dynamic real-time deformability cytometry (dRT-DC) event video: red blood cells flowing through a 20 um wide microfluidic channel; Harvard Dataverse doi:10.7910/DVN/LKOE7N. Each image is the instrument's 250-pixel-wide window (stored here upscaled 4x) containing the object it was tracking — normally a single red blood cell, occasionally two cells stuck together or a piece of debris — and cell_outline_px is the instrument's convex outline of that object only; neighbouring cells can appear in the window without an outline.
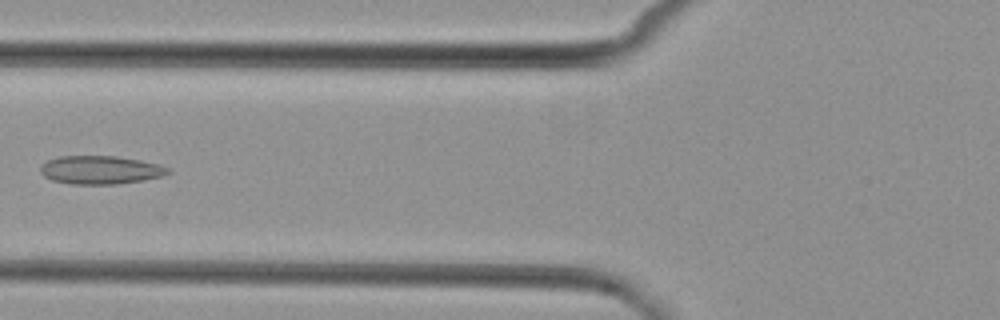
{"species": "common noctule bat (a hibernating species)", "species_latin": "Nyctalus noctula", "temperature_condition": "cold", "stored_images_in_passage": 7, "camera_frame_rate_fps": 3000, "um_per_image_px": 0.085, "animal": {"sex": "female", "body_mass_g": 29.2, "forearm_length_mm": 56.3}, "frame": {"image": 1, "passage_image": 6, "time_ms": 7.0, "image_size_px": [1000, 320], "cell_outline_px": [[172, 172], [164, 176], [144, 180], [116, 184], [72, 184], [52, 180], [44, 176], [40, 172], [40, 164], [48, 160], [60, 156], [116, 156], [140, 160], [160, 164], [172, 168]], "centroid_in_image_um": [8.58, 14.44], "position_along_channel_um": 117.2, "area_um2": 21.33}}
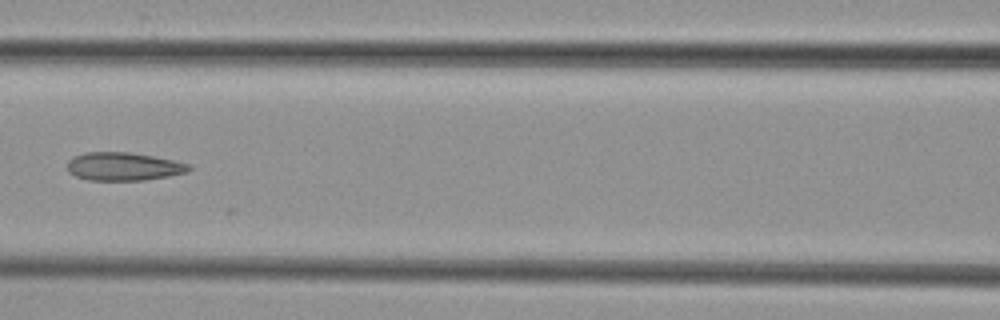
{"frame": {"image": 2, "passage_image": 7, "time_ms": 8.0, "image_size_px": [1000, 320], "cell_outline_px": [[192, 168], [188, 172], [168, 176], [144, 180], [88, 180], [76, 176], [68, 172], [68, 160], [72, 156], [84, 152], [128, 152], [152, 156], [192, 164]], "centroid_in_image_um": [10.49, 14.15], "position_along_channel_um": 156.1, "area_um2": 20.06}}